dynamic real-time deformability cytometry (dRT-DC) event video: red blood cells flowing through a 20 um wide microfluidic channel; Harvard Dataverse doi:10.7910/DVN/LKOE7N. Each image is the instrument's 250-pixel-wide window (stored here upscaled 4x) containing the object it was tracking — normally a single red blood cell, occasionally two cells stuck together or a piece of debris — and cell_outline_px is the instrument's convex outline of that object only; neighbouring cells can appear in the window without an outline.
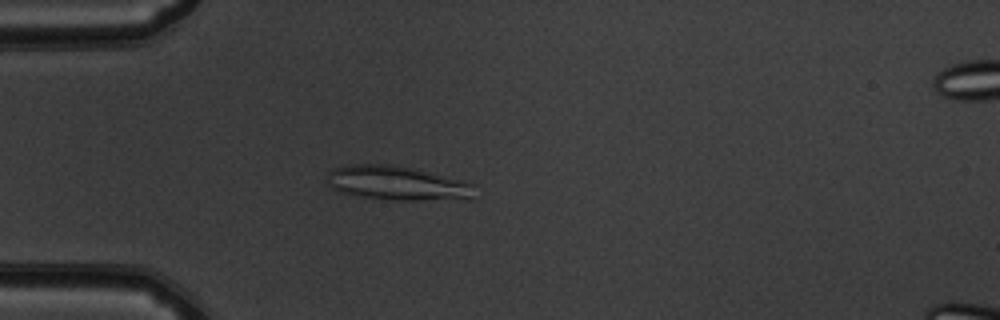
{"species": "common noctule bat (a hibernating species)", "species_latin": "Nyctalus noctula", "temperature_condition": "warm", "stored_images_in_passage": 49, "camera_frame_rate_fps": 3000, "um_per_image_px": 0.085, "animal": {"sex": "male", "body_mass_g": 19.5, "forearm_length_mm": 54.6}, "frame": {"image": 1, "passage_image": 12, "time_ms": 3.667, "image_size_px": [1000, 320], "cell_outline_px": [[476, 200], [396, 200], [356, 196], [340, 192], [332, 188], [328, 184], [328, 172], [332, 168], [352, 164], [392, 164], [412, 168], [476, 184]], "centroid_in_image_um": [33.83, 15.59], "position_along_channel_um": 51.2, "area_um2": 29.94}}
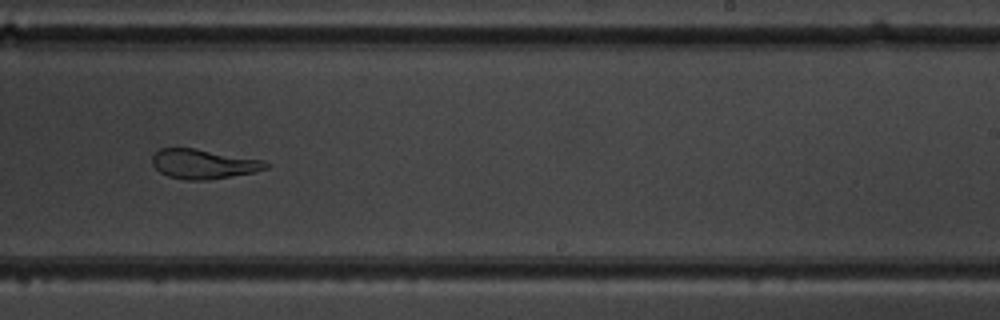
{"frame": {"image": 2, "passage_image": 30, "time_ms": 9.667, "image_size_px": [1000, 320], "cell_outline_px": [[272, 164], [268, 168], [256, 172], [208, 180], [184, 180], [168, 176], [160, 172], [152, 164], [152, 156], [160, 148], [196, 148], [264, 160]], "centroid_in_image_um": [17.33, 13.94], "position_along_channel_um": 271.7, "area_um2": 19.83}}
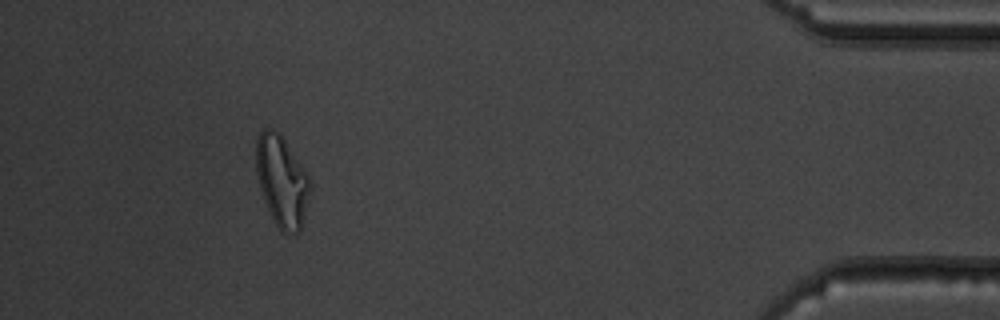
{"frame": {"image": 3, "passage_image": 45, "time_ms": 14.667, "image_size_px": [1000, 320], "cell_outline_px": [[312, 188], [300, 232], [292, 236], [288, 236], [272, 220], [264, 200], [260, 188], [256, 172], [256, 136], [264, 128], [272, 128], [280, 132], [304, 168], [312, 184]], "centroid_in_image_um": [23.97, 15.4], "position_along_channel_um": 411.2, "area_um2": 29.13}, "authors_computed_cell_mechanics": {"area_um2": 24.4494, "velocity_mm_per_s": 3.8788, "shape_relaxation_time_tau1_ms": null, "shape_relaxation_time_tau2_ms": 1.8487, "deformation_change_tau1": null, "deformation_change_tau2": 0.086}}